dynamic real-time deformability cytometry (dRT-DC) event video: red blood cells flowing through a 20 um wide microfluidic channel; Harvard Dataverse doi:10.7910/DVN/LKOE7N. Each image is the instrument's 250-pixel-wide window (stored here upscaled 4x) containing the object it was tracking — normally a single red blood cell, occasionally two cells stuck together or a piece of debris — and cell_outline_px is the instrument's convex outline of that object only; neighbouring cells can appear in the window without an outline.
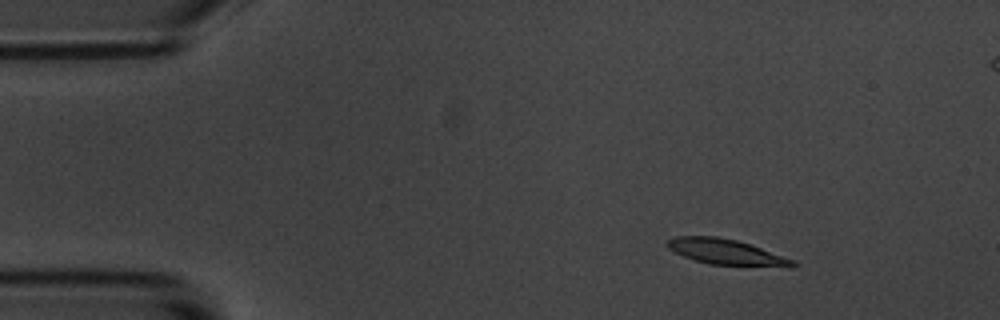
{"species": "common noctule bat (a hibernating species)", "species_latin": "Nyctalus noctula", "temperature_condition": "room temperature", "stored_images_in_passage": 9, "camera_frame_rate_fps": 3000, "um_per_image_px": 0.085, "animal": {"sex": "male", "body_mass_g": 20.1, "forearm_length_mm": 53.5}, "frame": {"image": 1, "passage_image": 3, "time_ms": 2.333, "image_size_px": [1000, 320], "cell_outline_px": [[796, 264], [792, 268], [788, 268], [708, 264], [684, 256], [668, 248], [664, 244], [664, 240], [676, 236], [716, 236], [736, 240], [796, 260]], "centroid_in_image_um": [61.74, 21.43], "position_along_channel_um": 23.3, "area_um2": 18.9}}
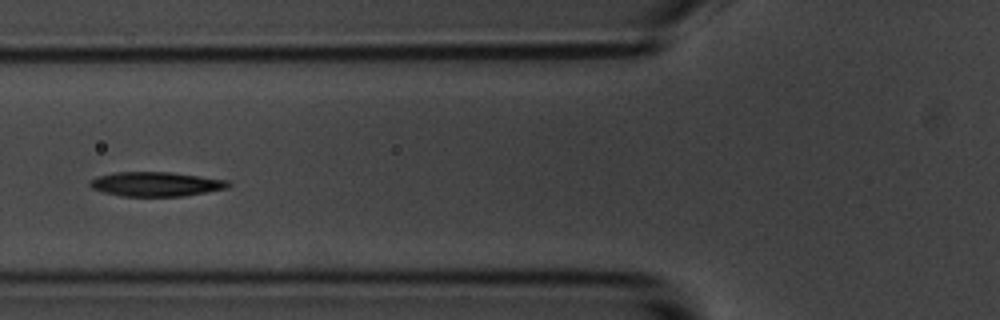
{"frame": {"image": 2, "passage_image": 7, "time_ms": 7.0, "image_size_px": [1000, 320], "cell_outline_px": [[232, 184], [228, 188], [184, 196], [120, 196], [104, 192], [92, 188], [88, 184], [88, 180], [100, 176], [116, 172], [172, 172], [228, 180]], "centroid_in_image_um": [13.27, 15.65], "position_along_channel_um": 112.5, "area_um2": 19.71}}
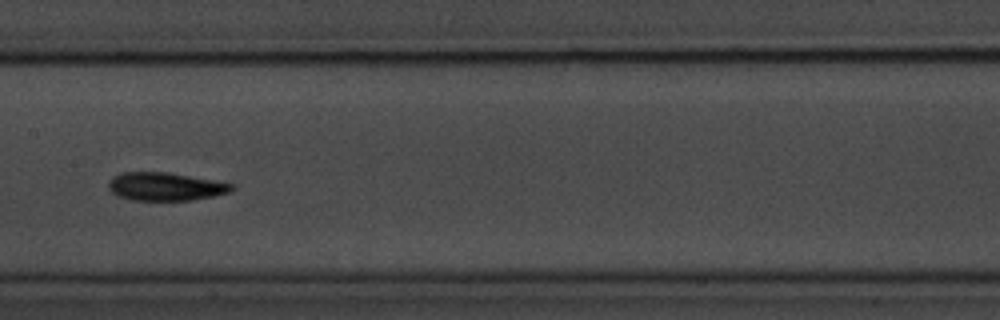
{"frame": {"image": 3, "passage_image": 9, "time_ms": 9.333, "image_size_px": [1000, 320], "cell_outline_px": [[236, 188], [228, 192], [212, 196], [192, 200], [132, 200], [116, 196], [108, 188], [108, 180], [112, 176], [120, 172], [168, 172], [236, 184]], "centroid_in_image_um": [14.02, 15.85], "position_along_channel_um": 193.4, "area_um2": 20.4}}